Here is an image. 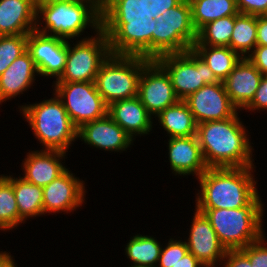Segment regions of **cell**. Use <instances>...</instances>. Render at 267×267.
I'll return each instance as SVG.
<instances>
[{
    "label": "cell",
    "mask_w": 267,
    "mask_h": 267,
    "mask_svg": "<svg viewBox=\"0 0 267 267\" xmlns=\"http://www.w3.org/2000/svg\"><path fill=\"white\" fill-rule=\"evenodd\" d=\"M197 124L225 120L235 116L238 108L231 102L223 82L206 84L184 100Z\"/></svg>",
    "instance_id": "obj_14"
},
{
    "label": "cell",
    "mask_w": 267,
    "mask_h": 267,
    "mask_svg": "<svg viewBox=\"0 0 267 267\" xmlns=\"http://www.w3.org/2000/svg\"><path fill=\"white\" fill-rule=\"evenodd\" d=\"M224 267H253L249 258L240 250H227L223 258Z\"/></svg>",
    "instance_id": "obj_39"
},
{
    "label": "cell",
    "mask_w": 267,
    "mask_h": 267,
    "mask_svg": "<svg viewBox=\"0 0 267 267\" xmlns=\"http://www.w3.org/2000/svg\"><path fill=\"white\" fill-rule=\"evenodd\" d=\"M162 247L155 237L137 234L129 240L124 250L133 262L131 267H157Z\"/></svg>",
    "instance_id": "obj_29"
},
{
    "label": "cell",
    "mask_w": 267,
    "mask_h": 267,
    "mask_svg": "<svg viewBox=\"0 0 267 267\" xmlns=\"http://www.w3.org/2000/svg\"><path fill=\"white\" fill-rule=\"evenodd\" d=\"M263 74L249 61L241 58L223 81L231 102L242 110L252 101Z\"/></svg>",
    "instance_id": "obj_19"
},
{
    "label": "cell",
    "mask_w": 267,
    "mask_h": 267,
    "mask_svg": "<svg viewBox=\"0 0 267 267\" xmlns=\"http://www.w3.org/2000/svg\"><path fill=\"white\" fill-rule=\"evenodd\" d=\"M238 113L225 120L199 123L196 136L208 168L255 166L253 146Z\"/></svg>",
    "instance_id": "obj_1"
},
{
    "label": "cell",
    "mask_w": 267,
    "mask_h": 267,
    "mask_svg": "<svg viewBox=\"0 0 267 267\" xmlns=\"http://www.w3.org/2000/svg\"><path fill=\"white\" fill-rule=\"evenodd\" d=\"M156 19L101 20L113 55L142 56L152 60V34Z\"/></svg>",
    "instance_id": "obj_10"
},
{
    "label": "cell",
    "mask_w": 267,
    "mask_h": 267,
    "mask_svg": "<svg viewBox=\"0 0 267 267\" xmlns=\"http://www.w3.org/2000/svg\"><path fill=\"white\" fill-rule=\"evenodd\" d=\"M247 58L263 75H267V46L257 45Z\"/></svg>",
    "instance_id": "obj_40"
},
{
    "label": "cell",
    "mask_w": 267,
    "mask_h": 267,
    "mask_svg": "<svg viewBox=\"0 0 267 267\" xmlns=\"http://www.w3.org/2000/svg\"><path fill=\"white\" fill-rule=\"evenodd\" d=\"M13 257L6 251H0V267H17Z\"/></svg>",
    "instance_id": "obj_43"
},
{
    "label": "cell",
    "mask_w": 267,
    "mask_h": 267,
    "mask_svg": "<svg viewBox=\"0 0 267 267\" xmlns=\"http://www.w3.org/2000/svg\"><path fill=\"white\" fill-rule=\"evenodd\" d=\"M54 94L62 101L69 118L79 129L107 115L108 105L94 82H53Z\"/></svg>",
    "instance_id": "obj_11"
},
{
    "label": "cell",
    "mask_w": 267,
    "mask_h": 267,
    "mask_svg": "<svg viewBox=\"0 0 267 267\" xmlns=\"http://www.w3.org/2000/svg\"><path fill=\"white\" fill-rule=\"evenodd\" d=\"M54 1H64V0H35L36 4H47Z\"/></svg>",
    "instance_id": "obj_45"
},
{
    "label": "cell",
    "mask_w": 267,
    "mask_h": 267,
    "mask_svg": "<svg viewBox=\"0 0 267 267\" xmlns=\"http://www.w3.org/2000/svg\"><path fill=\"white\" fill-rule=\"evenodd\" d=\"M264 235L240 249L249 258L253 267H267V242Z\"/></svg>",
    "instance_id": "obj_35"
},
{
    "label": "cell",
    "mask_w": 267,
    "mask_h": 267,
    "mask_svg": "<svg viewBox=\"0 0 267 267\" xmlns=\"http://www.w3.org/2000/svg\"><path fill=\"white\" fill-rule=\"evenodd\" d=\"M101 20H147L141 0H107Z\"/></svg>",
    "instance_id": "obj_32"
},
{
    "label": "cell",
    "mask_w": 267,
    "mask_h": 267,
    "mask_svg": "<svg viewBox=\"0 0 267 267\" xmlns=\"http://www.w3.org/2000/svg\"><path fill=\"white\" fill-rule=\"evenodd\" d=\"M35 26V0H0V36L28 35Z\"/></svg>",
    "instance_id": "obj_22"
},
{
    "label": "cell",
    "mask_w": 267,
    "mask_h": 267,
    "mask_svg": "<svg viewBox=\"0 0 267 267\" xmlns=\"http://www.w3.org/2000/svg\"><path fill=\"white\" fill-rule=\"evenodd\" d=\"M89 26L95 30V34L101 29V13L88 2L64 0L36 4L37 32L71 42V39L80 37Z\"/></svg>",
    "instance_id": "obj_3"
},
{
    "label": "cell",
    "mask_w": 267,
    "mask_h": 267,
    "mask_svg": "<svg viewBox=\"0 0 267 267\" xmlns=\"http://www.w3.org/2000/svg\"><path fill=\"white\" fill-rule=\"evenodd\" d=\"M172 267H205L192 253L187 252L183 258H181Z\"/></svg>",
    "instance_id": "obj_42"
},
{
    "label": "cell",
    "mask_w": 267,
    "mask_h": 267,
    "mask_svg": "<svg viewBox=\"0 0 267 267\" xmlns=\"http://www.w3.org/2000/svg\"><path fill=\"white\" fill-rule=\"evenodd\" d=\"M254 166L208 168L199 178L195 209H236L248 206L259 194Z\"/></svg>",
    "instance_id": "obj_2"
},
{
    "label": "cell",
    "mask_w": 267,
    "mask_h": 267,
    "mask_svg": "<svg viewBox=\"0 0 267 267\" xmlns=\"http://www.w3.org/2000/svg\"><path fill=\"white\" fill-rule=\"evenodd\" d=\"M137 97L154 118L179 100L169 74L156 60L143 67Z\"/></svg>",
    "instance_id": "obj_12"
},
{
    "label": "cell",
    "mask_w": 267,
    "mask_h": 267,
    "mask_svg": "<svg viewBox=\"0 0 267 267\" xmlns=\"http://www.w3.org/2000/svg\"><path fill=\"white\" fill-rule=\"evenodd\" d=\"M156 61L169 74L179 100H185L206 84L220 82L193 49L184 53L166 54L158 57Z\"/></svg>",
    "instance_id": "obj_9"
},
{
    "label": "cell",
    "mask_w": 267,
    "mask_h": 267,
    "mask_svg": "<svg viewBox=\"0 0 267 267\" xmlns=\"http://www.w3.org/2000/svg\"><path fill=\"white\" fill-rule=\"evenodd\" d=\"M143 15L157 19L167 9L177 6L182 0H141Z\"/></svg>",
    "instance_id": "obj_36"
},
{
    "label": "cell",
    "mask_w": 267,
    "mask_h": 267,
    "mask_svg": "<svg viewBox=\"0 0 267 267\" xmlns=\"http://www.w3.org/2000/svg\"><path fill=\"white\" fill-rule=\"evenodd\" d=\"M190 6L192 23L197 32L209 22L239 13L236 0H193Z\"/></svg>",
    "instance_id": "obj_27"
},
{
    "label": "cell",
    "mask_w": 267,
    "mask_h": 267,
    "mask_svg": "<svg viewBox=\"0 0 267 267\" xmlns=\"http://www.w3.org/2000/svg\"><path fill=\"white\" fill-rule=\"evenodd\" d=\"M170 168L175 175H196L199 178L207 169L196 135L168 140Z\"/></svg>",
    "instance_id": "obj_18"
},
{
    "label": "cell",
    "mask_w": 267,
    "mask_h": 267,
    "mask_svg": "<svg viewBox=\"0 0 267 267\" xmlns=\"http://www.w3.org/2000/svg\"><path fill=\"white\" fill-rule=\"evenodd\" d=\"M257 45L267 46V15L257 16Z\"/></svg>",
    "instance_id": "obj_41"
},
{
    "label": "cell",
    "mask_w": 267,
    "mask_h": 267,
    "mask_svg": "<svg viewBox=\"0 0 267 267\" xmlns=\"http://www.w3.org/2000/svg\"><path fill=\"white\" fill-rule=\"evenodd\" d=\"M169 138L196 135L197 122L184 100H178L156 116Z\"/></svg>",
    "instance_id": "obj_24"
},
{
    "label": "cell",
    "mask_w": 267,
    "mask_h": 267,
    "mask_svg": "<svg viewBox=\"0 0 267 267\" xmlns=\"http://www.w3.org/2000/svg\"><path fill=\"white\" fill-rule=\"evenodd\" d=\"M234 28V15L216 19L197 32L194 45L229 47Z\"/></svg>",
    "instance_id": "obj_30"
},
{
    "label": "cell",
    "mask_w": 267,
    "mask_h": 267,
    "mask_svg": "<svg viewBox=\"0 0 267 267\" xmlns=\"http://www.w3.org/2000/svg\"><path fill=\"white\" fill-rule=\"evenodd\" d=\"M35 75H39L37 67L26 51L0 75V104L29 90L36 83Z\"/></svg>",
    "instance_id": "obj_23"
},
{
    "label": "cell",
    "mask_w": 267,
    "mask_h": 267,
    "mask_svg": "<svg viewBox=\"0 0 267 267\" xmlns=\"http://www.w3.org/2000/svg\"><path fill=\"white\" fill-rule=\"evenodd\" d=\"M110 54L109 40L101 29L95 36L73 43V47L67 40L65 69L55 82H94L101 64Z\"/></svg>",
    "instance_id": "obj_8"
},
{
    "label": "cell",
    "mask_w": 267,
    "mask_h": 267,
    "mask_svg": "<svg viewBox=\"0 0 267 267\" xmlns=\"http://www.w3.org/2000/svg\"><path fill=\"white\" fill-rule=\"evenodd\" d=\"M107 115L133 140L135 136L146 135L152 131L153 117L137 96L112 102L108 105Z\"/></svg>",
    "instance_id": "obj_21"
},
{
    "label": "cell",
    "mask_w": 267,
    "mask_h": 267,
    "mask_svg": "<svg viewBox=\"0 0 267 267\" xmlns=\"http://www.w3.org/2000/svg\"><path fill=\"white\" fill-rule=\"evenodd\" d=\"M263 206L258 195L248 206L242 208L197 210L209 220L226 250H237L263 235Z\"/></svg>",
    "instance_id": "obj_5"
},
{
    "label": "cell",
    "mask_w": 267,
    "mask_h": 267,
    "mask_svg": "<svg viewBox=\"0 0 267 267\" xmlns=\"http://www.w3.org/2000/svg\"><path fill=\"white\" fill-rule=\"evenodd\" d=\"M184 1H186V2L190 3V2H191V1H193V0H184Z\"/></svg>",
    "instance_id": "obj_46"
},
{
    "label": "cell",
    "mask_w": 267,
    "mask_h": 267,
    "mask_svg": "<svg viewBox=\"0 0 267 267\" xmlns=\"http://www.w3.org/2000/svg\"><path fill=\"white\" fill-rule=\"evenodd\" d=\"M236 5L241 14L267 15V0H236Z\"/></svg>",
    "instance_id": "obj_37"
},
{
    "label": "cell",
    "mask_w": 267,
    "mask_h": 267,
    "mask_svg": "<svg viewBox=\"0 0 267 267\" xmlns=\"http://www.w3.org/2000/svg\"><path fill=\"white\" fill-rule=\"evenodd\" d=\"M27 51V35L0 36V75Z\"/></svg>",
    "instance_id": "obj_33"
},
{
    "label": "cell",
    "mask_w": 267,
    "mask_h": 267,
    "mask_svg": "<svg viewBox=\"0 0 267 267\" xmlns=\"http://www.w3.org/2000/svg\"><path fill=\"white\" fill-rule=\"evenodd\" d=\"M257 16L234 15V28L229 47L241 58H247L257 46Z\"/></svg>",
    "instance_id": "obj_28"
},
{
    "label": "cell",
    "mask_w": 267,
    "mask_h": 267,
    "mask_svg": "<svg viewBox=\"0 0 267 267\" xmlns=\"http://www.w3.org/2000/svg\"><path fill=\"white\" fill-rule=\"evenodd\" d=\"M65 156V152L58 150L41 149L28 152L22 162L25 175L22 178L39 187H45L67 169L61 163Z\"/></svg>",
    "instance_id": "obj_20"
},
{
    "label": "cell",
    "mask_w": 267,
    "mask_h": 267,
    "mask_svg": "<svg viewBox=\"0 0 267 267\" xmlns=\"http://www.w3.org/2000/svg\"><path fill=\"white\" fill-rule=\"evenodd\" d=\"M188 252L186 241L170 238L161 250L157 267H172Z\"/></svg>",
    "instance_id": "obj_34"
},
{
    "label": "cell",
    "mask_w": 267,
    "mask_h": 267,
    "mask_svg": "<svg viewBox=\"0 0 267 267\" xmlns=\"http://www.w3.org/2000/svg\"><path fill=\"white\" fill-rule=\"evenodd\" d=\"M149 61L142 56L110 54L94 81L105 103L136 97L142 69Z\"/></svg>",
    "instance_id": "obj_6"
},
{
    "label": "cell",
    "mask_w": 267,
    "mask_h": 267,
    "mask_svg": "<svg viewBox=\"0 0 267 267\" xmlns=\"http://www.w3.org/2000/svg\"><path fill=\"white\" fill-rule=\"evenodd\" d=\"M55 96L40 103L20 107L42 150H58L67 153L72 142L78 139V128L69 118L62 101Z\"/></svg>",
    "instance_id": "obj_4"
},
{
    "label": "cell",
    "mask_w": 267,
    "mask_h": 267,
    "mask_svg": "<svg viewBox=\"0 0 267 267\" xmlns=\"http://www.w3.org/2000/svg\"><path fill=\"white\" fill-rule=\"evenodd\" d=\"M84 181L75 177L67 168L50 184L43 187V212H73L84 202L86 193Z\"/></svg>",
    "instance_id": "obj_15"
},
{
    "label": "cell",
    "mask_w": 267,
    "mask_h": 267,
    "mask_svg": "<svg viewBox=\"0 0 267 267\" xmlns=\"http://www.w3.org/2000/svg\"><path fill=\"white\" fill-rule=\"evenodd\" d=\"M25 221L19 216L13 184L0 175V230H10Z\"/></svg>",
    "instance_id": "obj_31"
},
{
    "label": "cell",
    "mask_w": 267,
    "mask_h": 267,
    "mask_svg": "<svg viewBox=\"0 0 267 267\" xmlns=\"http://www.w3.org/2000/svg\"><path fill=\"white\" fill-rule=\"evenodd\" d=\"M90 3L95 7L100 13H102L107 5V0H80Z\"/></svg>",
    "instance_id": "obj_44"
},
{
    "label": "cell",
    "mask_w": 267,
    "mask_h": 267,
    "mask_svg": "<svg viewBox=\"0 0 267 267\" xmlns=\"http://www.w3.org/2000/svg\"><path fill=\"white\" fill-rule=\"evenodd\" d=\"M12 184L16 197L19 216L26 222L27 218L44 215L43 188L34 185L19 176H5Z\"/></svg>",
    "instance_id": "obj_25"
},
{
    "label": "cell",
    "mask_w": 267,
    "mask_h": 267,
    "mask_svg": "<svg viewBox=\"0 0 267 267\" xmlns=\"http://www.w3.org/2000/svg\"><path fill=\"white\" fill-rule=\"evenodd\" d=\"M194 212L192 225L186 245L205 267H215L223 262L226 248L220 243L216 232L206 216L197 209Z\"/></svg>",
    "instance_id": "obj_16"
},
{
    "label": "cell",
    "mask_w": 267,
    "mask_h": 267,
    "mask_svg": "<svg viewBox=\"0 0 267 267\" xmlns=\"http://www.w3.org/2000/svg\"><path fill=\"white\" fill-rule=\"evenodd\" d=\"M192 49L205 61L219 81H224L241 57L230 47L193 45Z\"/></svg>",
    "instance_id": "obj_26"
},
{
    "label": "cell",
    "mask_w": 267,
    "mask_h": 267,
    "mask_svg": "<svg viewBox=\"0 0 267 267\" xmlns=\"http://www.w3.org/2000/svg\"><path fill=\"white\" fill-rule=\"evenodd\" d=\"M267 110V75H263L260 80L257 91L252 101L244 108V110Z\"/></svg>",
    "instance_id": "obj_38"
},
{
    "label": "cell",
    "mask_w": 267,
    "mask_h": 267,
    "mask_svg": "<svg viewBox=\"0 0 267 267\" xmlns=\"http://www.w3.org/2000/svg\"><path fill=\"white\" fill-rule=\"evenodd\" d=\"M196 40L190 3L182 0L156 19L152 34V60L166 54L184 53L192 49Z\"/></svg>",
    "instance_id": "obj_7"
},
{
    "label": "cell",
    "mask_w": 267,
    "mask_h": 267,
    "mask_svg": "<svg viewBox=\"0 0 267 267\" xmlns=\"http://www.w3.org/2000/svg\"><path fill=\"white\" fill-rule=\"evenodd\" d=\"M105 151H125L133 139L108 115L87 122L78 129V139Z\"/></svg>",
    "instance_id": "obj_17"
},
{
    "label": "cell",
    "mask_w": 267,
    "mask_h": 267,
    "mask_svg": "<svg viewBox=\"0 0 267 267\" xmlns=\"http://www.w3.org/2000/svg\"><path fill=\"white\" fill-rule=\"evenodd\" d=\"M27 51L39 75L55 77L56 81L61 77L67 59V40L33 30L27 35Z\"/></svg>",
    "instance_id": "obj_13"
}]
</instances>
